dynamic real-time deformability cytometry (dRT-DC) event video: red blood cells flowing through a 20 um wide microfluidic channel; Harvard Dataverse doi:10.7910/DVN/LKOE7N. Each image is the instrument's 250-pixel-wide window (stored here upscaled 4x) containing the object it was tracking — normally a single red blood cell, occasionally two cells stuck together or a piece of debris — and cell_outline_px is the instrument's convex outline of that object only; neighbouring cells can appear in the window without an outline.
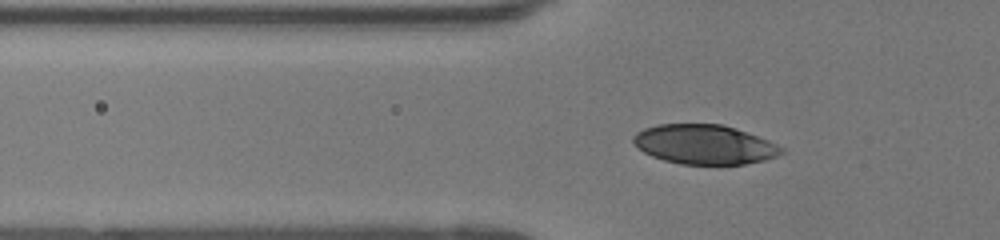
{"species": "human", "species_latin": "Homo sapiens", "temperature_condition": "room temperature", "stored_images_in_passage": 49, "camera_frame_rate_fps": 3000, "um_per_image_px": 0.085, "donor": {"sex": "female"}, "frame": {"image": 1, "passage_image": 17, "time_ms": 5.333, "image_size_px": [1000, 240], "cell_outline_px": [[784, 152], [776, 156], [764, 160], [744, 164], [680, 164], [664, 160], [652, 156], [644, 152], [632, 144], [632, 136], [636, 132], [644, 128], [656, 124], [720, 124], [736, 128], [768, 140], [784, 148]], "centroid_in_image_um": [59.84, 12.27], "position_along_channel_um": 66.0, "area_um2": 34.16}}
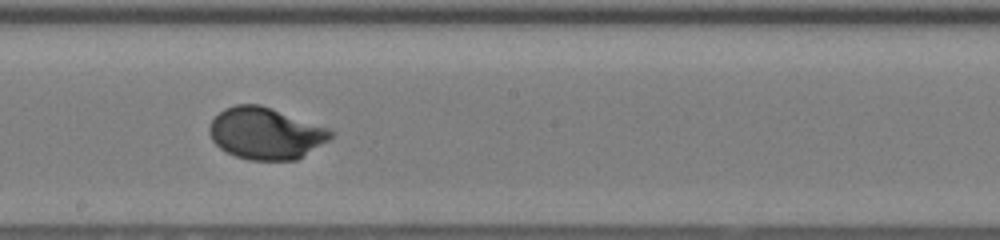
{"frame": {"image": 2, "passage_image": 29, "time_ms": 9.333, "image_size_px": [1000, 240], "cell_outline_px": [[336, 132], [328, 140], [296, 160], [248, 160], [236, 156], [220, 148], [212, 140], [208, 132], [208, 128], [212, 120], [224, 108], [236, 104], [260, 104], [272, 108], [328, 128]], "centroid_in_image_um": [22.56, 11.33], "position_along_channel_um": 225.6, "area_um2": 36.41}}
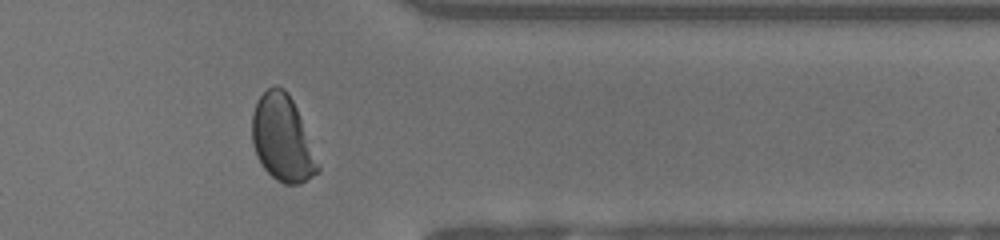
{"frame": {"image": 3, "passage_image": 41, "time_ms": 13.333, "image_size_px": [1000, 240], "cell_outline_px": [[320, 172], [300, 184], [284, 184], [276, 180], [264, 168], [256, 156], [252, 144], [252, 112], [256, 100], [268, 88], [276, 84], [284, 88], [288, 92], [300, 116], [320, 168]], "centroid_in_image_um": [23.98, 11.76], "position_along_channel_um": 387.4, "area_um2": 33.0}, "authors_computed_cell_mechanics": {"area_um2": 36.2406, "velocity_mm_per_s": 4.1438, "shape_relaxation_time_tau1_ms": 2.4773, "shape_relaxation_time_tau2_ms": null, "deformation_change_tau1": 0.1713, "deformation_change_tau2": null}}